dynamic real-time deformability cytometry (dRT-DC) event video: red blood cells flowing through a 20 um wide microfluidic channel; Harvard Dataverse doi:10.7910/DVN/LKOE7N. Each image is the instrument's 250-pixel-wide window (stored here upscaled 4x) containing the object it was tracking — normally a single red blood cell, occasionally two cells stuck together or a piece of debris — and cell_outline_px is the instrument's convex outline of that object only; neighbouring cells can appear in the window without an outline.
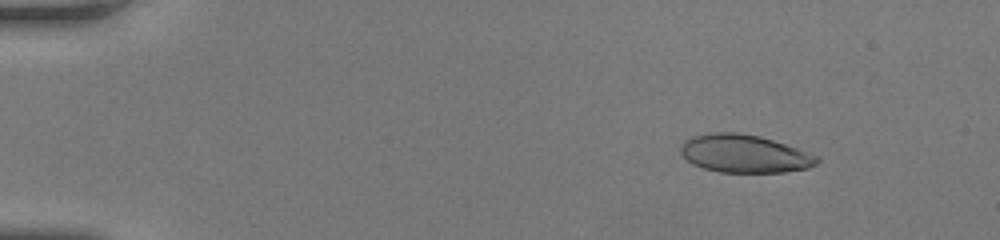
{"species": "human", "species_latin": "Homo sapiens", "temperature_condition": "room temperature", "stored_images_in_passage": 45, "camera_frame_rate_fps": 3000, "um_per_image_px": 0.085, "donor": {"sex": "female"}, "frame": {"image": 1, "passage_image": 1, "time_ms": 0.0, "image_size_px": [1000, 240], "cell_outline_px": [[820, 160], [816, 164], [808, 168], [784, 172], [720, 172], [704, 168], [692, 164], [680, 152], [680, 144], [684, 140], [692, 136], [708, 132], [736, 132], [760, 136], [820, 156]], "centroid_in_image_um": [63.25, 13.05], "position_along_channel_um": 21.7, "area_um2": 30.23}}
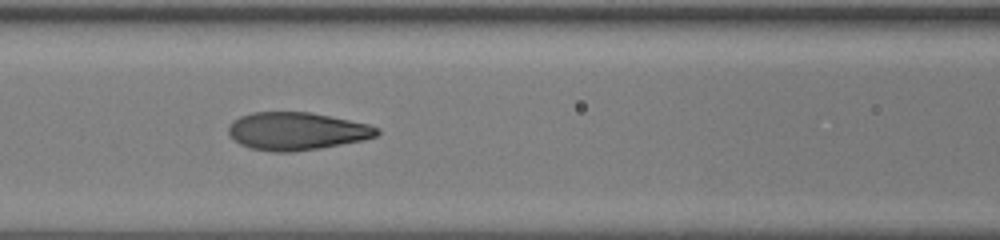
{"frame": {"image": 2, "passage_image": 18, "time_ms": 5.667, "image_size_px": [1000, 240], "cell_outline_px": [[380, 132], [376, 136], [364, 140], [320, 148], [292, 152], [272, 152], [248, 148], [240, 144], [228, 132], [228, 124], [232, 120], [240, 116], [252, 112], [308, 112], [368, 124], [380, 128]], "centroid_in_image_um": [25.2, 11.15], "position_along_channel_um": 141.4, "area_um2": 32.71}}
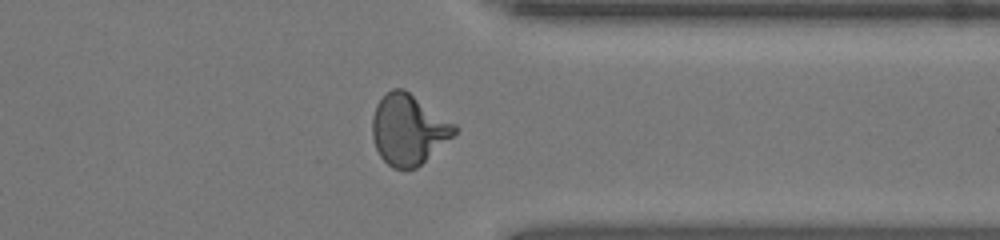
{"frame": {"image": 3, "passage_image": 35, "time_ms": 11.333, "image_size_px": [1000, 240], "cell_outline_px": [[460, 128], [452, 136], [416, 168], [392, 168], [380, 156], [376, 148], [372, 136], [372, 116], [376, 104], [392, 88], [404, 88], [456, 124]], "centroid_in_image_um": [34.7, 10.99], "position_along_channel_um": 376.7, "area_um2": 33.47}, "authors_computed_cell_mechanics": {"area_um2": 32.1946, "velocity_mm_per_s": 4.2015, "shape_relaxation_time_tau1_ms": 4.369, "shape_relaxation_time_tau2_ms": null, "deformation_change_tau1": 0.2455, "deformation_change_tau2": null}}